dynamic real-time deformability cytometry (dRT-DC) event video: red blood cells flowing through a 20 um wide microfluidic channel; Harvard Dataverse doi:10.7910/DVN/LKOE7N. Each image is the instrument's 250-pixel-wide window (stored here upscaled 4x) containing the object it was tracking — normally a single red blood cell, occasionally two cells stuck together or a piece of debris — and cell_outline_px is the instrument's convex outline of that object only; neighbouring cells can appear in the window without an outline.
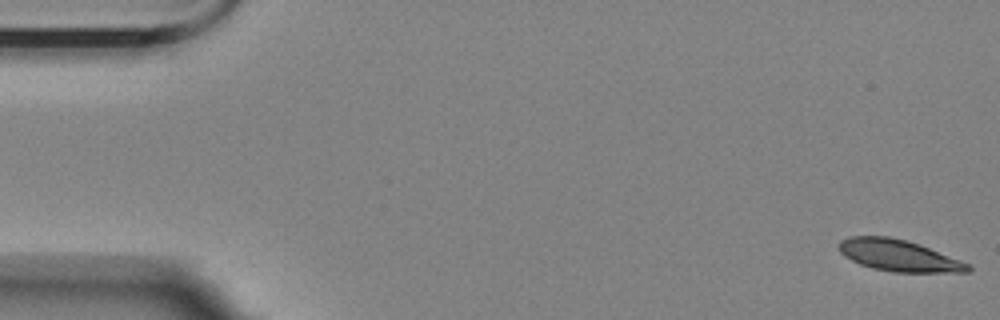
{"species": "Egyptian fruit bat (a non-hibernating species)", "species_latin": "Rousettus aegyptiacus", "temperature_condition": "room temperature", "stored_images_in_passage": 6, "camera_frame_rate_fps": 3000, "um_per_image_px": 0.085, "animal": {"sex": "female"}, "frame": {"image": 1, "passage_image": 1, "time_ms": 0.0, "image_size_px": [1000, 320], "cell_outline_px": [[972, 268], [968, 272], [892, 272], [872, 268], [860, 264], [844, 256], [840, 252], [840, 240], [848, 236], [888, 236], [920, 244], [960, 260], [968, 264]], "centroid_in_image_um": [76.37, 21.72], "position_along_channel_um": 8.6, "area_um2": 23.52}}
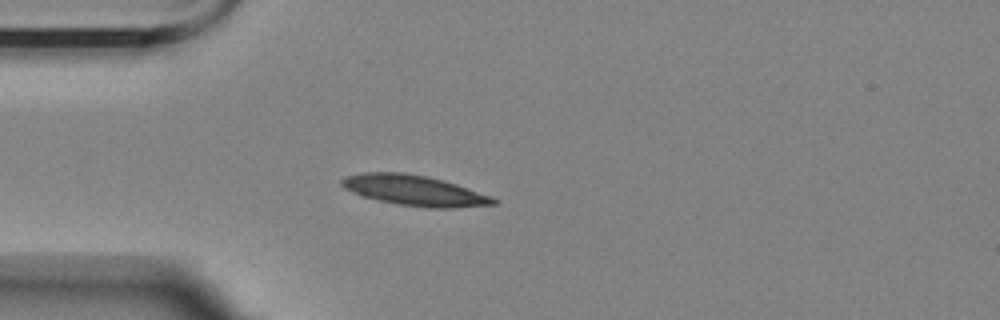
{"frame": {"image": 2, "passage_image": 5, "time_ms": 4.667, "image_size_px": [1000, 320], "cell_outline_px": [[500, 200], [496, 204], [452, 208], [428, 208], [396, 204], [360, 196], [344, 188], [340, 184], [340, 180], [344, 176], [364, 172], [404, 172], [424, 176], [456, 184], [492, 196]], "centroid_in_image_um": [35.2, 16.19], "position_along_channel_um": 49.8, "area_um2": 26.99}}